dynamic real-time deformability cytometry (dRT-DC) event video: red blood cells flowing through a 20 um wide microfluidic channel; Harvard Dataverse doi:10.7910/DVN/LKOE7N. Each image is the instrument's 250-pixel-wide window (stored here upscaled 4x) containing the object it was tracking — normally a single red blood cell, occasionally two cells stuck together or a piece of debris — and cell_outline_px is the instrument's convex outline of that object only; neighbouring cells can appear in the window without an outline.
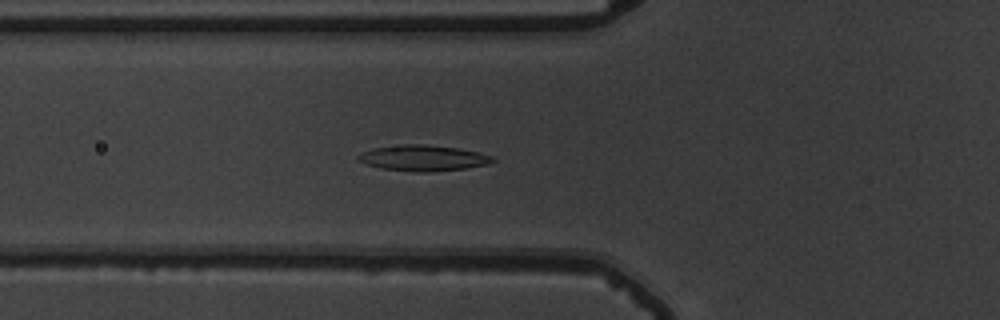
{"species": "common noctule bat (a hibernating species)", "species_latin": "Nyctalus noctula", "temperature_condition": "warm", "stored_images_in_passage": 55, "camera_frame_rate_fps": 3000, "um_per_image_px": 0.085, "animal": {"sex": "male", "body_mass_g": 19.5, "forearm_length_mm": 54.6}, "frame": {"image": 1, "passage_image": 21, "time_ms": 6.667, "image_size_px": [1000, 320], "cell_outline_px": [[496, 160], [488, 164], [464, 168], [428, 172], [416, 172], [380, 168], [364, 164], [356, 160], [356, 156], [360, 152], [372, 148], [404, 144], [424, 144], [460, 148], [480, 152], [492, 156]], "centroid_in_image_um": [35.92, 13.42], "position_along_channel_um": 89.9, "area_um2": 20.46}}
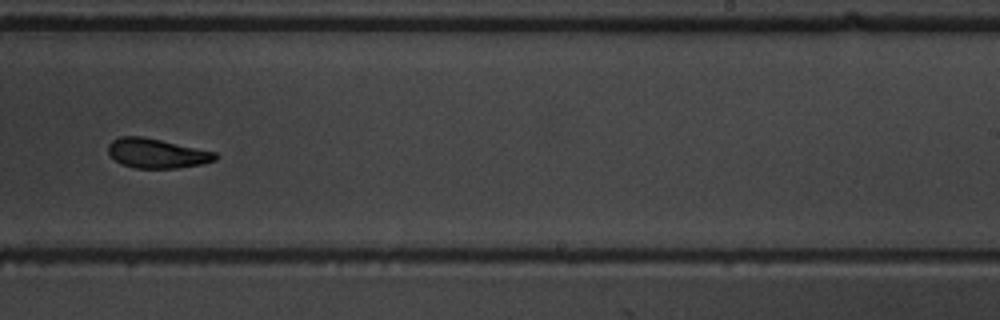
{"frame": {"image": 2, "passage_image": 36, "time_ms": 11.667, "image_size_px": [1000, 320], "cell_outline_px": [[220, 156], [216, 160], [204, 164], [176, 168], [136, 168], [120, 164], [108, 152], [108, 144], [112, 140], [120, 136], [140, 136], [160, 140], [216, 152]], "centroid_in_image_um": [13.35, 13.04], "position_along_channel_um": 275.7, "area_um2": 18.44}}
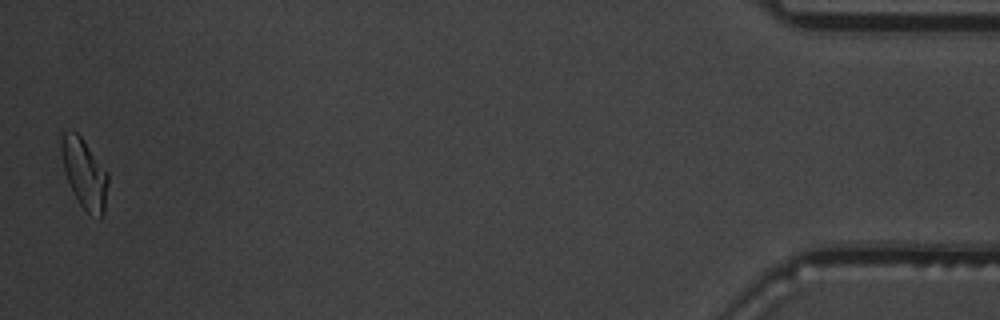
{"frame": {"image": 3, "passage_image": 55, "time_ms": 18.0, "image_size_px": [1000, 320], "cell_outline_px": [[108, 184], [104, 216], [100, 220], [88, 212], [80, 204], [64, 172], [60, 152], [60, 136], [68, 128], [76, 132], [80, 136], [108, 172]], "centroid_in_image_um": [7.17, 14.73], "position_along_channel_um": 428.0, "area_um2": 19.07}, "authors_computed_cell_mechanics": {"area_um2": 18.9584, "velocity_mm_per_s": 3.7183, "shape_relaxation_time_tau1_ms": 6.4495, "shape_relaxation_time_tau2_ms": 3.3904, "deformation_change_tau1": 0.1954, "deformation_change_tau2": 0.1081}}